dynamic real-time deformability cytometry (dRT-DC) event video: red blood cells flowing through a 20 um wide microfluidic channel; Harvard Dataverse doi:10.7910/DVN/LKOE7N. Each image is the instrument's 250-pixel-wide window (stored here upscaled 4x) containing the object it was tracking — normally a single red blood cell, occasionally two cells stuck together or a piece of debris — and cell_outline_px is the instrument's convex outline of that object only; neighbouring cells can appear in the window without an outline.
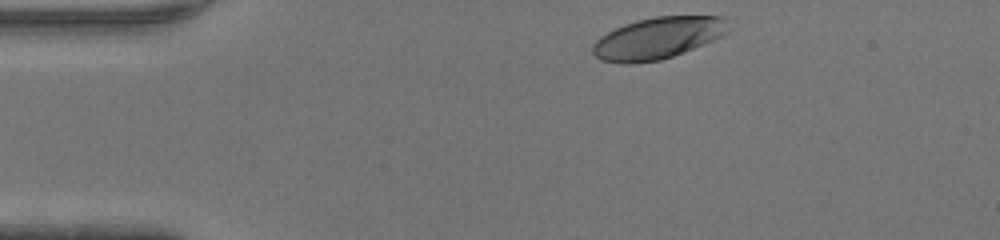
{"species": "human", "species_latin": "Homo sapiens", "temperature_condition": "warm", "stored_images_in_passage": 33, "camera_frame_rate_fps": 3000, "um_per_image_px": 0.085, "donor": {"sex": "male"}, "frame": {"image": 1, "passage_image": 1, "time_ms": 0.0, "image_size_px": [1000, 240], "cell_outline_px": [[732, 28], [724, 36], [684, 52], [660, 60], [628, 64], [624, 64], [600, 60], [592, 52], [592, 44], [600, 36], [624, 24], [636, 20], [656, 16], [724, 16]], "centroid_in_image_um": [55.95, 3.23], "position_along_channel_um": 29.0, "area_um2": 33.29}}
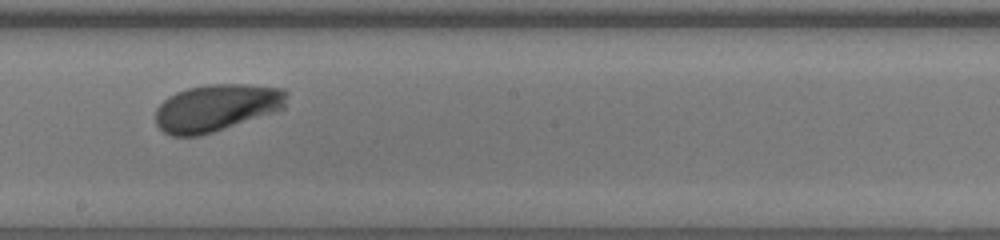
{"frame": {"image": 2, "passage_image": 19, "time_ms": 6.0, "image_size_px": [1000, 240], "cell_outline_px": [[288, 96], [284, 108], [276, 112], [200, 136], [172, 136], [164, 132], [156, 124], [156, 108], [168, 96], [176, 92], [188, 88], [204, 84], [248, 84], [284, 88], [288, 92]], "centroid_in_image_um": [18.43, 9.15], "position_along_channel_um": 229.8, "area_um2": 36.36}}
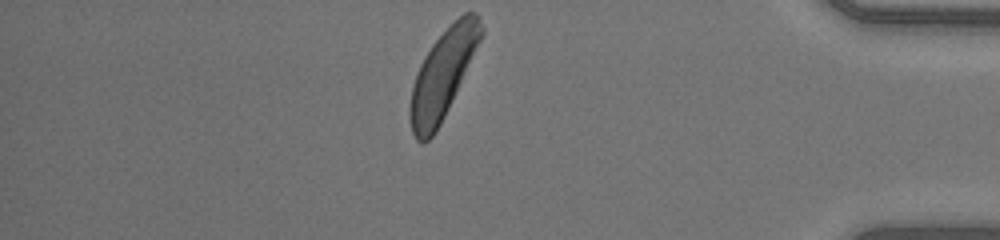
{"frame": {"image": 3, "passage_image": 33, "time_ms": 10.667, "image_size_px": [1000, 240], "cell_outline_px": [[484, 32], [456, 92], [436, 132], [424, 144], [416, 140], [412, 132], [408, 116], [408, 108], [412, 88], [416, 72], [424, 56], [432, 44], [464, 12], [472, 12], [480, 16], [484, 28]], "centroid_in_image_um": [37.61, 6.35], "position_along_channel_um": 397.6, "area_um2": 36.07}}